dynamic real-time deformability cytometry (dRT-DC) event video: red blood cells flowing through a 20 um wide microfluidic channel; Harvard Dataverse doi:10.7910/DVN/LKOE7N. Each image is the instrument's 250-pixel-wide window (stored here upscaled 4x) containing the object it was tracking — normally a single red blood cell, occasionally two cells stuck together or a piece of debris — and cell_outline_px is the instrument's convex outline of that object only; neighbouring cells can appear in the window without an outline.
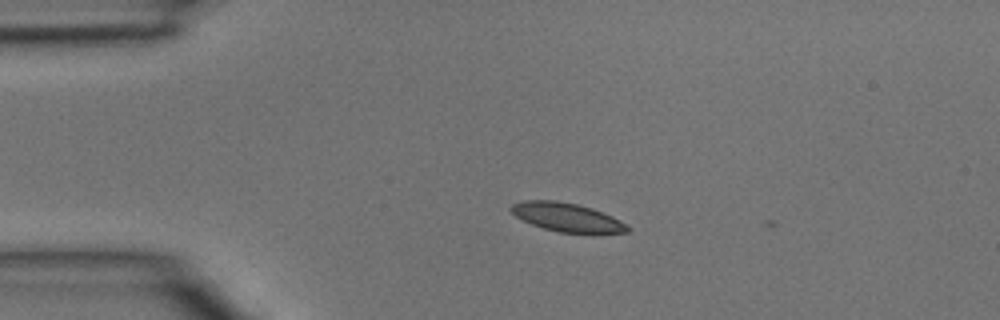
{"species": "common noctule bat (a hibernating species)", "species_latin": "Nyctalus noctula", "temperature_condition": "room temperature", "stored_images_in_passage": 2, "camera_frame_rate_fps": 3000, "um_per_image_px": 0.085, "animal": {"sex": "male", "body_mass_g": 15.6}, "frame": {"image": 1, "passage_image": 1, "time_ms": 0.0, "image_size_px": [1000, 320], "cell_outline_px": [[632, 228], [628, 232], [560, 232], [544, 228], [532, 224], [516, 216], [508, 208], [512, 204], [524, 200], [556, 200], [576, 204], [592, 208], [612, 216], [620, 220]], "centroid_in_image_um": [48.17, 18.44], "position_along_channel_um": 36.8, "area_um2": 19.13}}